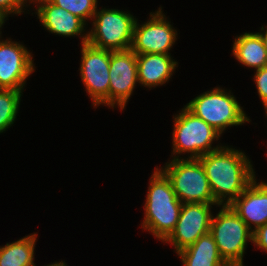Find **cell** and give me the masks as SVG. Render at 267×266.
Returning a JSON list of instances; mask_svg holds the SVG:
<instances>
[{"label": "cell", "mask_w": 267, "mask_h": 266, "mask_svg": "<svg viewBox=\"0 0 267 266\" xmlns=\"http://www.w3.org/2000/svg\"><path fill=\"white\" fill-rule=\"evenodd\" d=\"M177 254L183 266H229L222 259L210 232L202 235L194 244Z\"/></svg>", "instance_id": "16"}, {"label": "cell", "mask_w": 267, "mask_h": 266, "mask_svg": "<svg viewBox=\"0 0 267 266\" xmlns=\"http://www.w3.org/2000/svg\"><path fill=\"white\" fill-rule=\"evenodd\" d=\"M265 27H261V31H264V32H258L260 35H261V37H262V39H263V42H264V45H265V48H266V50H267V27L264 29Z\"/></svg>", "instance_id": "24"}, {"label": "cell", "mask_w": 267, "mask_h": 266, "mask_svg": "<svg viewBox=\"0 0 267 266\" xmlns=\"http://www.w3.org/2000/svg\"><path fill=\"white\" fill-rule=\"evenodd\" d=\"M24 6L19 0H0V9L8 16L10 14L20 15Z\"/></svg>", "instance_id": "22"}, {"label": "cell", "mask_w": 267, "mask_h": 266, "mask_svg": "<svg viewBox=\"0 0 267 266\" xmlns=\"http://www.w3.org/2000/svg\"><path fill=\"white\" fill-rule=\"evenodd\" d=\"M254 80L257 87V92L262 100L264 107L267 106V66H264L261 69L256 70L254 74Z\"/></svg>", "instance_id": "21"}, {"label": "cell", "mask_w": 267, "mask_h": 266, "mask_svg": "<svg viewBox=\"0 0 267 266\" xmlns=\"http://www.w3.org/2000/svg\"><path fill=\"white\" fill-rule=\"evenodd\" d=\"M24 6H26L25 4L26 3H29V4H31L32 2H33V4H39L40 2H42L43 0H19ZM28 1V2H27Z\"/></svg>", "instance_id": "26"}, {"label": "cell", "mask_w": 267, "mask_h": 266, "mask_svg": "<svg viewBox=\"0 0 267 266\" xmlns=\"http://www.w3.org/2000/svg\"><path fill=\"white\" fill-rule=\"evenodd\" d=\"M35 13L47 31L66 37L79 35L82 37L81 45L87 43L88 33L82 34L86 30L84 29L86 23L69 11L56 6L50 0L40 2Z\"/></svg>", "instance_id": "14"}, {"label": "cell", "mask_w": 267, "mask_h": 266, "mask_svg": "<svg viewBox=\"0 0 267 266\" xmlns=\"http://www.w3.org/2000/svg\"><path fill=\"white\" fill-rule=\"evenodd\" d=\"M37 233L0 246V266H35L34 250Z\"/></svg>", "instance_id": "18"}, {"label": "cell", "mask_w": 267, "mask_h": 266, "mask_svg": "<svg viewBox=\"0 0 267 266\" xmlns=\"http://www.w3.org/2000/svg\"><path fill=\"white\" fill-rule=\"evenodd\" d=\"M264 108H265L264 110H265V113H266V116H267V106H266V107H264Z\"/></svg>", "instance_id": "28"}, {"label": "cell", "mask_w": 267, "mask_h": 266, "mask_svg": "<svg viewBox=\"0 0 267 266\" xmlns=\"http://www.w3.org/2000/svg\"><path fill=\"white\" fill-rule=\"evenodd\" d=\"M46 266H67V264H65V262L63 261H59V262H55V263H52V264H48Z\"/></svg>", "instance_id": "27"}, {"label": "cell", "mask_w": 267, "mask_h": 266, "mask_svg": "<svg viewBox=\"0 0 267 266\" xmlns=\"http://www.w3.org/2000/svg\"><path fill=\"white\" fill-rule=\"evenodd\" d=\"M169 161L160 170L167 176L182 203H216L199 159L180 157Z\"/></svg>", "instance_id": "5"}, {"label": "cell", "mask_w": 267, "mask_h": 266, "mask_svg": "<svg viewBox=\"0 0 267 266\" xmlns=\"http://www.w3.org/2000/svg\"><path fill=\"white\" fill-rule=\"evenodd\" d=\"M230 206L255 231L267 223V183H256L255 178Z\"/></svg>", "instance_id": "13"}, {"label": "cell", "mask_w": 267, "mask_h": 266, "mask_svg": "<svg viewBox=\"0 0 267 266\" xmlns=\"http://www.w3.org/2000/svg\"><path fill=\"white\" fill-rule=\"evenodd\" d=\"M109 107L123 110L138 83L137 54L131 49L110 51Z\"/></svg>", "instance_id": "11"}, {"label": "cell", "mask_w": 267, "mask_h": 266, "mask_svg": "<svg viewBox=\"0 0 267 266\" xmlns=\"http://www.w3.org/2000/svg\"><path fill=\"white\" fill-rule=\"evenodd\" d=\"M32 57L22 43L0 40V89L22 91L26 79L35 70Z\"/></svg>", "instance_id": "12"}, {"label": "cell", "mask_w": 267, "mask_h": 266, "mask_svg": "<svg viewBox=\"0 0 267 266\" xmlns=\"http://www.w3.org/2000/svg\"><path fill=\"white\" fill-rule=\"evenodd\" d=\"M149 182L141 226L164 243L176 227L183 203L177 198L167 176L157 167Z\"/></svg>", "instance_id": "2"}, {"label": "cell", "mask_w": 267, "mask_h": 266, "mask_svg": "<svg viewBox=\"0 0 267 266\" xmlns=\"http://www.w3.org/2000/svg\"><path fill=\"white\" fill-rule=\"evenodd\" d=\"M177 64L171 55L137 54L138 83L150 89L163 85L173 76Z\"/></svg>", "instance_id": "15"}, {"label": "cell", "mask_w": 267, "mask_h": 266, "mask_svg": "<svg viewBox=\"0 0 267 266\" xmlns=\"http://www.w3.org/2000/svg\"><path fill=\"white\" fill-rule=\"evenodd\" d=\"M212 205L219 206L217 203H183L176 227L164 242L171 243L178 253L210 232Z\"/></svg>", "instance_id": "10"}, {"label": "cell", "mask_w": 267, "mask_h": 266, "mask_svg": "<svg viewBox=\"0 0 267 266\" xmlns=\"http://www.w3.org/2000/svg\"><path fill=\"white\" fill-rule=\"evenodd\" d=\"M22 91L0 89V133L14 124L18 113Z\"/></svg>", "instance_id": "19"}, {"label": "cell", "mask_w": 267, "mask_h": 266, "mask_svg": "<svg viewBox=\"0 0 267 266\" xmlns=\"http://www.w3.org/2000/svg\"><path fill=\"white\" fill-rule=\"evenodd\" d=\"M80 78L86 92L92 99L94 108L109 106V66L110 50L84 43L81 47Z\"/></svg>", "instance_id": "8"}, {"label": "cell", "mask_w": 267, "mask_h": 266, "mask_svg": "<svg viewBox=\"0 0 267 266\" xmlns=\"http://www.w3.org/2000/svg\"><path fill=\"white\" fill-rule=\"evenodd\" d=\"M53 4L61 7L73 15L82 19L92 20L97 10V0H50Z\"/></svg>", "instance_id": "20"}, {"label": "cell", "mask_w": 267, "mask_h": 266, "mask_svg": "<svg viewBox=\"0 0 267 266\" xmlns=\"http://www.w3.org/2000/svg\"><path fill=\"white\" fill-rule=\"evenodd\" d=\"M219 207L218 214L212 217L210 233L222 259L229 266L243 265L247 241H253V231L230 205Z\"/></svg>", "instance_id": "6"}, {"label": "cell", "mask_w": 267, "mask_h": 266, "mask_svg": "<svg viewBox=\"0 0 267 266\" xmlns=\"http://www.w3.org/2000/svg\"><path fill=\"white\" fill-rule=\"evenodd\" d=\"M173 118V159H179L180 154L185 152L191 153L188 159H199L222 147V145L212 147L213 141L219 140L221 134L185 106Z\"/></svg>", "instance_id": "4"}, {"label": "cell", "mask_w": 267, "mask_h": 266, "mask_svg": "<svg viewBox=\"0 0 267 266\" xmlns=\"http://www.w3.org/2000/svg\"><path fill=\"white\" fill-rule=\"evenodd\" d=\"M255 246L267 251V223L253 231V241Z\"/></svg>", "instance_id": "23"}, {"label": "cell", "mask_w": 267, "mask_h": 266, "mask_svg": "<svg viewBox=\"0 0 267 266\" xmlns=\"http://www.w3.org/2000/svg\"><path fill=\"white\" fill-rule=\"evenodd\" d=\"M8 16L0 9V29L2 28V26L4 25L5 21L7 20ZM1 31H0V35H1Z\"/></svg>", "instance_id": "25"}, {"label": "cell", "mask_w": 267, "mask_h": 266, "mask_svg": "<svg viewBox=\"0 0 267 266\" xmlns=\"http://www.w3.org/2000/svg\"><path fill=\"white\" fill-rule=\"evenodd\" d=\"M229 92L219 87L214 88L198 95L185 107L222 134L227 127L251 121L230 90Z\"/></svg>", "instance_id": "3"}, {"label": "cell", "mask_w": 267, "mask_h": 266, "mask_svg": "<svg viewBox=\"0 0 267 266\" xmlns=\"http://www.w3.org/2000/svg\"><path fill=\"white\" fill-rule=\"evenodd\" d=\"M162 7L155 13H150V19L144 24H139L136 20L131 50L136 54H167L177 40V31L167 21V17L162 13Z\"/></svg>", "instance_id": "9"}, {"label": "cell", "mask_w": 267, "mask_h": 266, "mask_svg": "<svg viewBox=\"0 0 267 266\" xmlns=\"http://www.w3.org/2000/svg\"><path fill=\"white\" fill-rule=\"evenodd\" d=\"M136 18L118 9L101 8L93 16V29L88 31V43L110 51L131 48Z\"/></svg>", "instance_id": "7"}, {"label": "cell", "mask_w": 267, "mask_h": 266, "mask_svg": "<svg viewBox=\"0 0 267 266\" xmlns=\"http://www.w3.org/2000/svg\"><path fill=\"white\" fill-rule=\"evenodd\" d=\"M214 201L219 206L230 205L256 178L249 158L244 152L222 146L199 158Z\"/></svg>", "instance_id": "1"}, {"label": "cell", "mask_w": 267, "mask_h": 266, "mask_svg": "<svg viewBox=\"0 0 267 266\" xmlns=\"http://www.w3.org/2000/svg\"><path fill=\"white\" fill-rule=\"evenodd\" d=\"M232 54L241 64L256 70L267 66V50L261 35L246 32L235 37Z\"/></svg>", "instance_id": "17"}]
</instances>
